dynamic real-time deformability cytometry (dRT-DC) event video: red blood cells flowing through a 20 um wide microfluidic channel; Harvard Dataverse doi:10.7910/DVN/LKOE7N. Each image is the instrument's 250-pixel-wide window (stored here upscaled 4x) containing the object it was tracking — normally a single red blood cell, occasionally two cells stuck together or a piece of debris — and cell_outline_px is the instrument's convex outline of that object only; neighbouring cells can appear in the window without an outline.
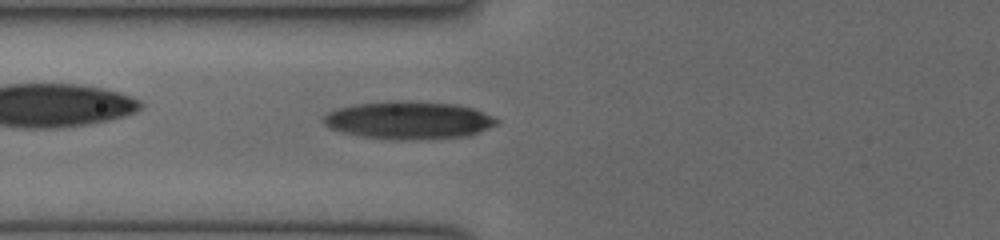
{"species": "human", "species_latin": "Homo sapiens", "temperature_condition": "cold", "stored_images_in_passage": 36, "camera_frame_rate_fps": 3000, "um_per_image_px": 0.085, "donor": {"sex": "female"}, "frame": {"image": 1, "passage_image": 8, "time_ms": 2.333, "image_size_px": [1000, 240], "cell_outline_px": [[500, 120], [496, 124], [488, 128], [468, 136], [400, 140], [360, 136], [344, 132], [332, 128], [324, 124], [324, 116], [328, 112], [340, 108], [356, 104], [456, 104], [472, 108], [492, 116]], "centroid_in_image_um": [34.77, 10.27], "position_along_channel_um": 91.0, "area_um2": 36.13}}
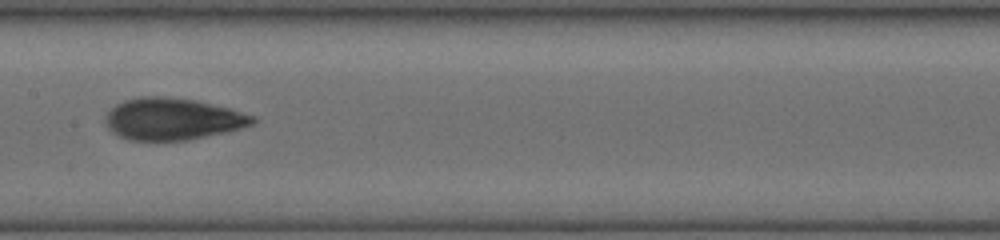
{"frame": {"image": 2, "passage_image": 15, "time_ms": 4.667, "image_size_px": [1000, 240], "cell_outline_px": [[256, 120], [252, 124], [240, 128], [224, 132], [188, 140], [128, 140], [112, 132], [108, 128], [104, 120], [108, 112], [116, 104], [124, 100], [144, 96], [160, 96], [192, 100], [228, 108], [256, 116]], "centroid_in_image_um": [14.63, 10.12], "position_along_channel_um": 192.8, "area_um2": 35.49}}
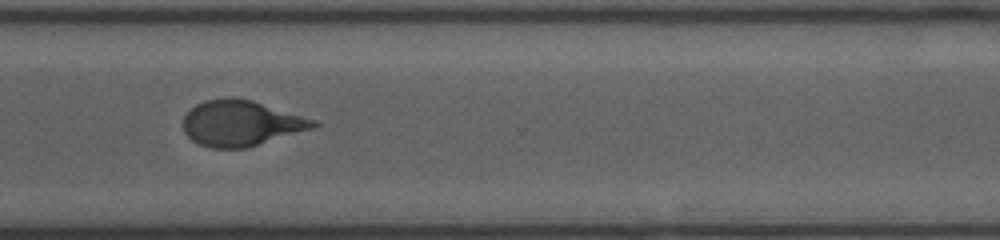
{"frame": {"image": 3, "passage_image": 26, "time_ms": 8.333, "image_size_px": [1000, 240], "cell_outline_px": [[320, 124], [312, 128], [244, 148], [212, 148], [200, 144], [192, 140], [184, 132], [184, 116], [196, 104], [204, 100], [232, 96], [252, 100], [316, 120]], "centroid_in_image_um": [20.46, 10.45], "position_along_channel_um": 350.1, "area_um2": 34.22}}